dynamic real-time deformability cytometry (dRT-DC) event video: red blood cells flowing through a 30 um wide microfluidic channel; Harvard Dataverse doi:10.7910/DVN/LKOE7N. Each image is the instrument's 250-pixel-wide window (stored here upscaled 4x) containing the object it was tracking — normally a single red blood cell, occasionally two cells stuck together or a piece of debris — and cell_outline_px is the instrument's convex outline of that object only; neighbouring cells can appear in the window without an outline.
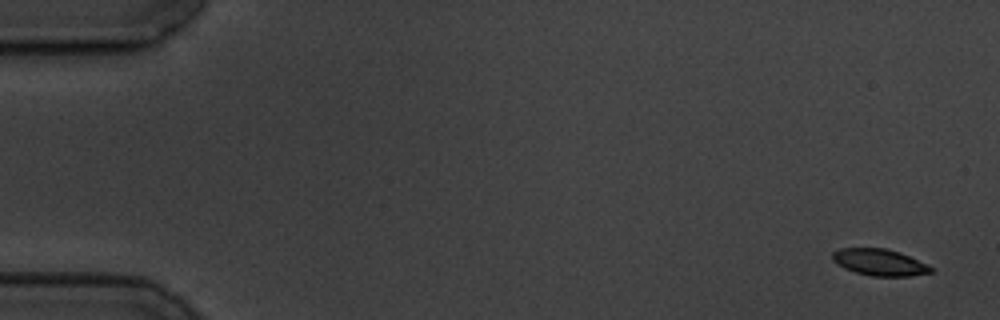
{"species": "common noctule bat (a hibernating species)", "species_latin": "Nyctalus noctula", "temperature_condition": "cold", "stored_images_in_passage": 6, "segment_of_instrument_passage": [2, 2], "camera_frame_rate_fps": 3000, "um_per_image_px": 0.085, "animal": {"sex": "male", "body_mass_g": 19.5, "forearm_length_mm": 54.6}, "frame": {"image": 1, "passage_image": 6, "time_ms": 6.0, "image_size_px": [1000, 320], "cell_outline_px": [[936, 268], [932, 272], [912, 276], [872, 276], [856, 272], [844, 268], [836, 264], [832, 260], [832, 252], [840, 248], [884, 248], [900, 252]], "centroid_in_image_um": [74.77, 22.29], "position_along_channel_um": 10.2, "area_um2": 15.37}}